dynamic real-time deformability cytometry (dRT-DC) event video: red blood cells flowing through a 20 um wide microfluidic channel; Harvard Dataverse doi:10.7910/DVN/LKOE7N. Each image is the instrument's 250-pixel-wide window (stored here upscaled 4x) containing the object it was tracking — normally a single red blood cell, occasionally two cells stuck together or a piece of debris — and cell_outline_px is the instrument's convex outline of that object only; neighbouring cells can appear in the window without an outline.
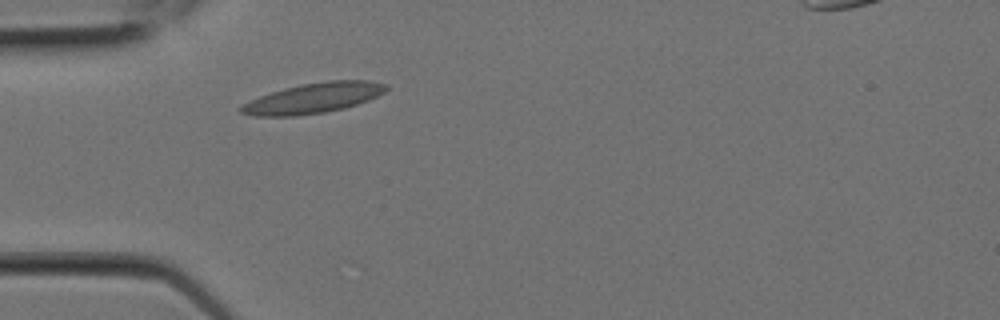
{"species": "Egyptian fruit bat (a non-hibernating species)", "species_latin": "Rousettus aegyptiacus", "temperature_condition": "room temperature", "stored_images_in_passage": 2, "camera_frame_rate_fps": 3000, "um_per_image_px": 0.085, "animal": {"sex": "female"}, "frame": {"image": 1, "passage_image": 2, "time_ms": 0.333, "image_size_px": [1000, 320], "cell_outline_px": [[388, 88], [384, 92], [368, 100], [344, 108], [324, 112], [296, 116], [256, 116], [240, 112], [240, 104], [260, 96], [284, 88], [300, 84], [328, 80], [368, 80], [388, 84]], "centroid_in_image_um": [26.64, 8.33], "position_along_channel_um": 58.4, "area_um2": 25.49}}